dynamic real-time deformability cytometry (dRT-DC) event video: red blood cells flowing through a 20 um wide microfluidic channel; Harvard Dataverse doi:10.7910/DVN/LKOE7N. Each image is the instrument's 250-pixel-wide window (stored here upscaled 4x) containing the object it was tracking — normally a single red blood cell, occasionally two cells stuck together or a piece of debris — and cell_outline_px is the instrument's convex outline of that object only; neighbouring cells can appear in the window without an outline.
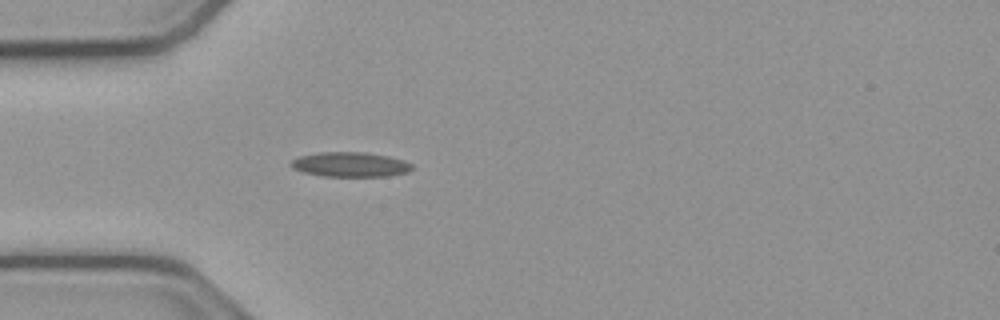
{"species": "common noctule bat (a hibernating species)", "species_latin": "Nyctalus noctula", "temperature_condition": "cold", "stored_images_in_passage": 53, "camera_frame_rate_fps": 3000, "um_per_image_px": 0.085, "animal": {"sex": "male", "body_mass_g": 23.1, "forearm_length_mm": 52.7}, "frame": {"image": 1, "passage_image": 15, "time_ms": 4.667, "image_size_px": [1000, 320], "cell_outline_px": [[412, 168], [408, 172], [388, 176], [320, 176], [304, 172], [292, 168], [288, 164], [292, 160], [300, 156], [320, 152], [364, 152], [388, 156], [404, 160], [412, 164]], "centroid_in_image_um": [29.76, 13.98], "position_along_channel_um": 55.2, "area_um2": 17.46}}
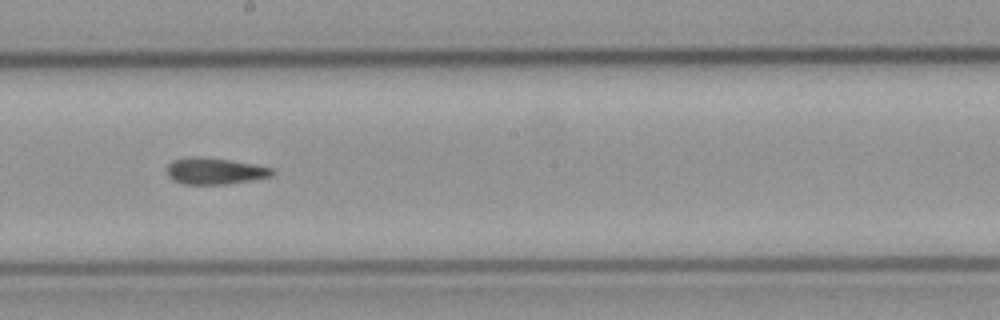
{"frame": {"image": 2, "passage_image": 29, "time_ms": 9.333, "image_size_px": [1000, 320], "cell_outline_px": [[276, 172], [272, 176], [256, 180], [228, 184], [184, 184], [168, 176], [168, 164], [172, 160], [196, 156], [228, 160], [256, 164], [272, 168]], "centroid_in_image_um": [18.33, 14.54], "position_along_channel_um": 229.9, "area_um2": 16.24}}
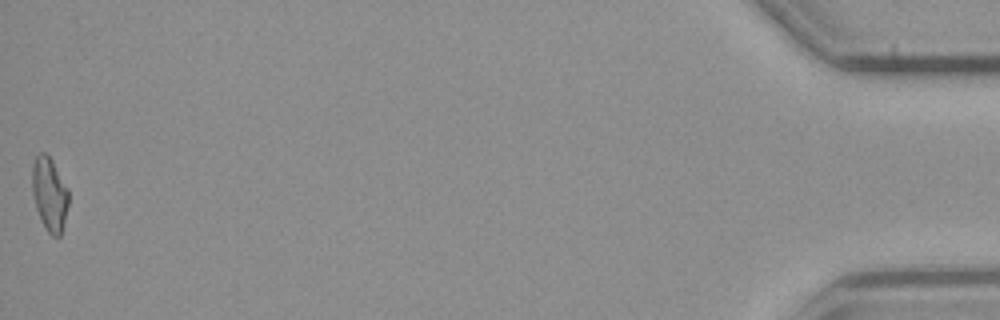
{"frame": {"image": 3, "passage_image": 53, "time_ms": 17.333, "image_size_px": [1000, 320], "cell_outline_px": [[68, 204], [60, 236], [52, 236], [48, 232], [40, 220], [36, 208], [32, 192], [32, 164], [36, 156], [40, 152], [44, 152], [52, 160], [68, 188]], "centroid_in_image_um": [4.19, 16.48], "position_along_channel_um": 431.0, "area_um2": 15.55}, "authors_computed_cell_mechanics": {"area_um2": 16.0684, "velocity_mm_per_s": 3.8305, "shape_relaxation_time_tau1_ms": null, "shape_relaxation_time_tau2_ms": 9.8424, "deformation_change_tau1": null, "deformation_change_tau2": 0.1898}}